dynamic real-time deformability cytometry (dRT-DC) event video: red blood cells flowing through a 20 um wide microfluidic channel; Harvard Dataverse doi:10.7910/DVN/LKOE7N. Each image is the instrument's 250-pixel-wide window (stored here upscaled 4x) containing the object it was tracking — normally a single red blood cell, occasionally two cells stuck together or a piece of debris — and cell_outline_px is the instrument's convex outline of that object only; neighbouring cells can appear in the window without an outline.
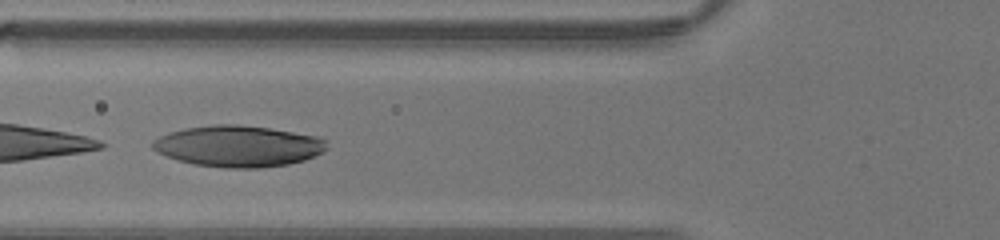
{"species": "human", "species_latin": "Homo sapiens", "temperature_condition": "warm", "stored_images_in_passage": 29, "camera_frame_rate_fps": 3000, "um_per_image_px": 0.085, "donor": {"sex": "male"}, "frame": {"image": 1, "passage_image": 7, "time_ms": 2.0, "image_size_px": [1000, 240], "cell_outline_px": [[328, 148], [324, 152], [304, 160], [288, 164], [260, 168], [224, 168], [192, 164], [156, 152], [152, 148], [152, 140], [160, 136], [184, 128], [212, 124], [240, 124], [268, 128], [316, 136], [324, 140]], "centroid_in_image_um": [20.24, 12.42], "position_along_channel_um": 105.6, "area_um2": 41.85}}
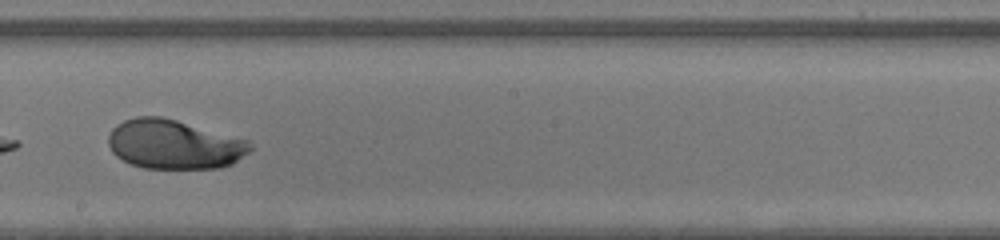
{"frame": {"image": 2, "passage_image": 15, "time_ms": 4.667, "image_size_px": [1000, 240], "cell_outline_px": [[252, 148], [248, 152], [232, 164], [220, 168], [144, 168], [132, 164], [116, 156], [112, 152], [108, 144], [108, 136], [112, 128], [116, 124], [124, 120], [136, 116], [160, 116], [176, 120], [248, 140], [252, 144]], "centroid_in_image_um": [14.77, 12.27], "position_along_channel_um": 233.4, "area_um2": 40.63}}
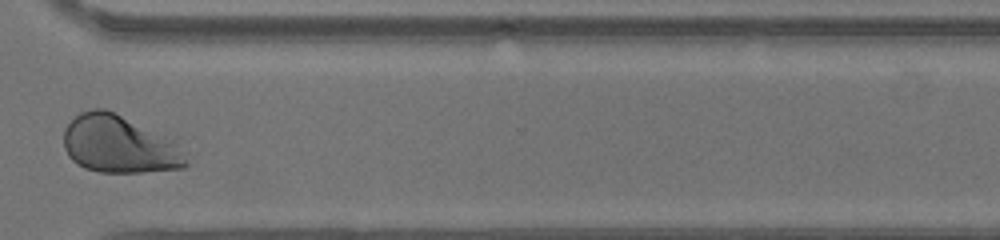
{"frame": {"image": 3, "passage_image": 23, "time_ms": 7.333, "image_size_px": [1000, 240], "cell_outline_px": [[188, 164], [184, 168], [144, 172], [100, 172], [84, 168], [76, 164], [68, 156], [64, 148], [64, 128], [80, 112], [92, 108], [104, 108], [168, 140], [188, 152]], "centroid_in_image_um": [10.09, 12.32], "position_along_channel_um": 360.5, "area_um2": 40.29}}